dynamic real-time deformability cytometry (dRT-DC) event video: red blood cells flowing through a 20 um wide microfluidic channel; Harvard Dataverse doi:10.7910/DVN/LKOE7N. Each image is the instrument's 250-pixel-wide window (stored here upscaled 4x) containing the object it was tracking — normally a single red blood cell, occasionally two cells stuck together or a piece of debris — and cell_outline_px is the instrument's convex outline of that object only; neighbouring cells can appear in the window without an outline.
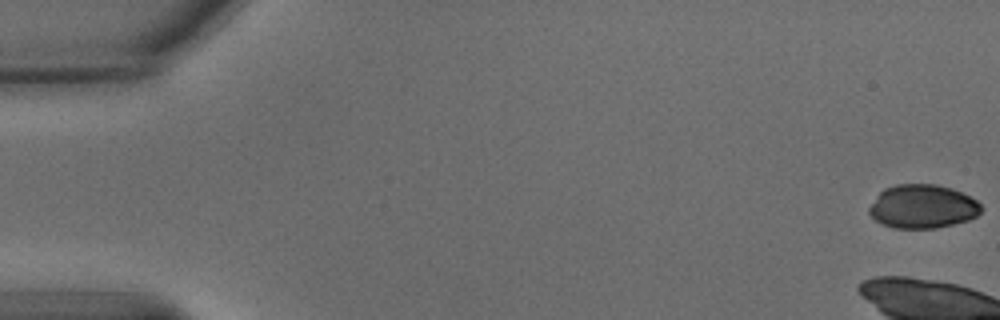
{"species": "common noctule bat (a hibernating species)", "species_latin": "Nyctalus noctula", "temperature_condition": "warm", "stored_images_in_passage": 30, "camera_frame_rate_fps": 3000, "um_per_image_px": 0.085, "animal": {"sex": "male", "body_mass_g": 15.6}, "frame": {"image": 1, "passage_image": 1, "time_ms": 0.0, "image_size_px": [1000, 320], "cell_outline_px": [[984, 208], [976, 216], [968, 220], [936, 228], [892, 228], [876, 220], [868, 212], [868, 208], [880, 192], [884, 188], [896, 184], [936, 184], [952, 188], [976, 200]], "centroid_in_image_um": [78.42, 17.55], "position_along_channel_um": 6.6, "area_um2": 28.44}}